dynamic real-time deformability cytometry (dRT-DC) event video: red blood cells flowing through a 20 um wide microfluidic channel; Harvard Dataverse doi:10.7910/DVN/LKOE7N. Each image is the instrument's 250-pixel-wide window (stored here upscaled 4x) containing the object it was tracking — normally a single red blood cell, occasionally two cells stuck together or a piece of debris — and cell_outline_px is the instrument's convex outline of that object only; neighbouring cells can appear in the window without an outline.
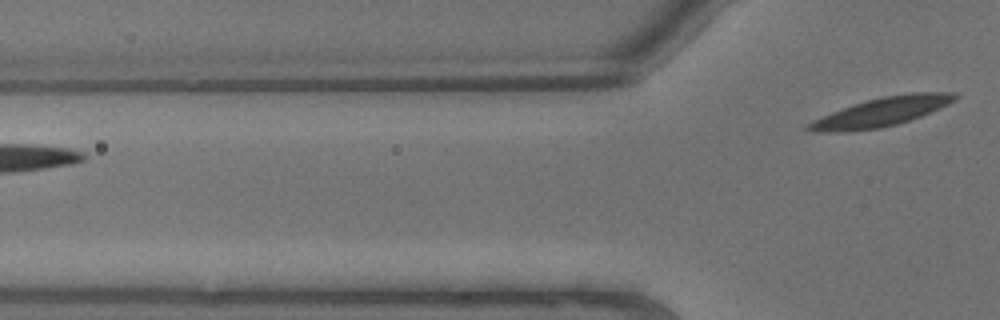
{"species": "common noctule bat (a hibernating species)", "species_latin": "Nyctalus noctula", "temperature_condition": "warm", "stored_images_in_passage": 6, "segment_of_instrument_passage": [2, 2], "camera_frame_rate_fps": 3000, "um_per_image_px": 0.085, "animal": {"sex": "male", "body_mass_g": 13.3}, "frame": {"image": 1, "passage_image": 6, "time_ms": 1.667, "image_size_px": [1000, 320], "cell_outline_px": [[960, 96], [956, 100], [940, 108], [920, 116], [896, 124], [880, 128], [844, 132], [812, 132], [804, 128], [812, 120], [832, 112], [868, 100], [884, 96], [912, 92], [956, 92]], "centroid_in_image_um": [74.95, 9.51], "position_along_channel_um": 50.9, "area_um2": 24.45}}